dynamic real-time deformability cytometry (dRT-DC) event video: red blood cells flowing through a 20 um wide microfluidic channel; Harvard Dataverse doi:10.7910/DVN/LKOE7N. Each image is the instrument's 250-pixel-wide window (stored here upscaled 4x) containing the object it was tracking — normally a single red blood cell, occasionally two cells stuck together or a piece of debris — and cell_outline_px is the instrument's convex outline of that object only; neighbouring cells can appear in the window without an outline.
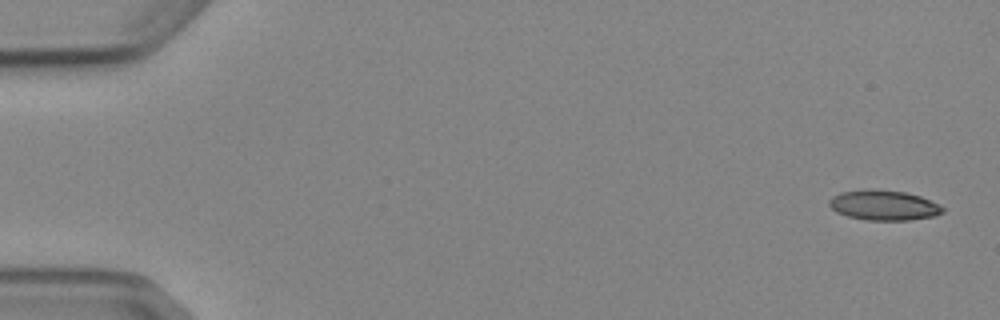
{"species": "Egyptian fruit bat (a non-hibernating species)", "species_latin": "Rousettus aegyptiacus", "temperature_condition": "cold", "stored_images_in_passage": 6, "camera_frame_rate_fps": 3000, "um_per_image_px": 0.085, "animal": {"sex": "female"}, "frame": {"image": 1, "passage_image": 1, "time_ms": 0.0, "image_size_px": [1000, 320], "cell_outline_px": [[944, 212], [936, 216], [908, 220], [868, 220], [848, 216], [836, 212], [828, 204], [828, 200], [832, 196], [840, 192], [864, 188], [872, 188], [904, 192], [920, 196], [940, 204], [944, 208]], "centroid_in_image_um": [75.11, 17.43], "position_along_channel_um": 9.9, "area_um2": 20.17}}
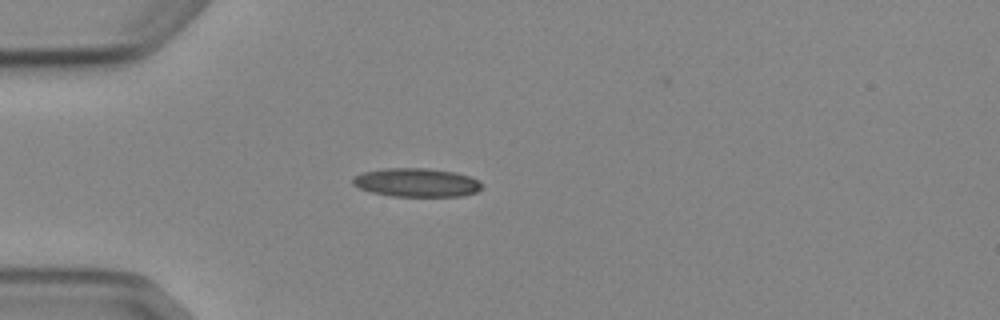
{"frame": {"image": 2, "passage_image": 4, "time_ms": 4.333, "image_size_px": [1000, 320], "cell_outline_px": [[480, 188], [476, 192], [460, 196], [392, 196], [372, 192], [360, 188], [352, 184], [352, 176], [360, 172], [384, 168], [428, 168], [456, 172], [468, 176], [476, 180], [480, 184]], "centroid_in_image_um": [35.33, 15.5], "position_along_channel_um": 49.7, "area_um2": 21.5}}